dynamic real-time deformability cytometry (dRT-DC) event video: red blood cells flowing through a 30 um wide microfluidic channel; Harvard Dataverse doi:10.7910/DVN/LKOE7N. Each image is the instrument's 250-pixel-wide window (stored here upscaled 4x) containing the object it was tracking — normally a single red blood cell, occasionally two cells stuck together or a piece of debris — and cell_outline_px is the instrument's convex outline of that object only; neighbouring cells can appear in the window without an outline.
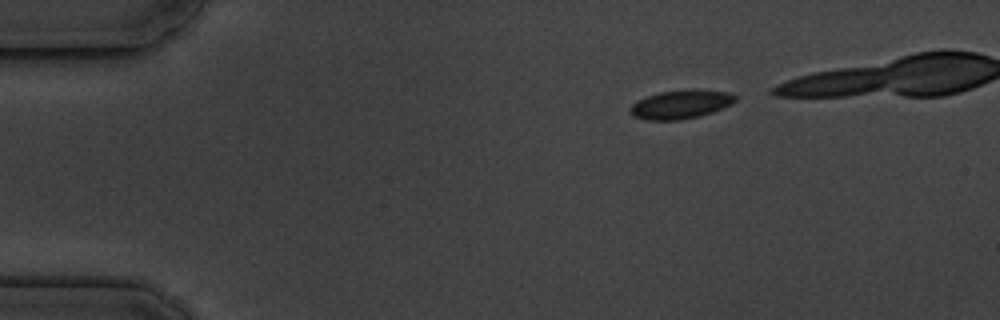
{"species": "common noctule bat (a hibernating species)", "species_latin": "Nyctalus noctula", "temperature_condition": "cold", "stored_images_in_passage": 4, "camera_frame_rate_fps": 3000, "um_per_image_px": 0.085, "animal": {"sex": "male", "body_mass_g": 19.5, "forearm_length_mm": 54.6}, "frame": {"image": 1, "passage_image": 1, "time_ms": 0.0, "image_size_px": [1000, 320], "cell_outline_px": [[736, 100], [732, 104], [712, 112], [700, 116], [680, 120], [644, 120], [632, 116], [628, 108], [636, 100], [660, 92], [696, 88], [728, 92], [736, 96]], "centroid_in_image_um": [57.84, 8.87], "position_along_channel_um": 27.2, "area_um2": 17.86}}